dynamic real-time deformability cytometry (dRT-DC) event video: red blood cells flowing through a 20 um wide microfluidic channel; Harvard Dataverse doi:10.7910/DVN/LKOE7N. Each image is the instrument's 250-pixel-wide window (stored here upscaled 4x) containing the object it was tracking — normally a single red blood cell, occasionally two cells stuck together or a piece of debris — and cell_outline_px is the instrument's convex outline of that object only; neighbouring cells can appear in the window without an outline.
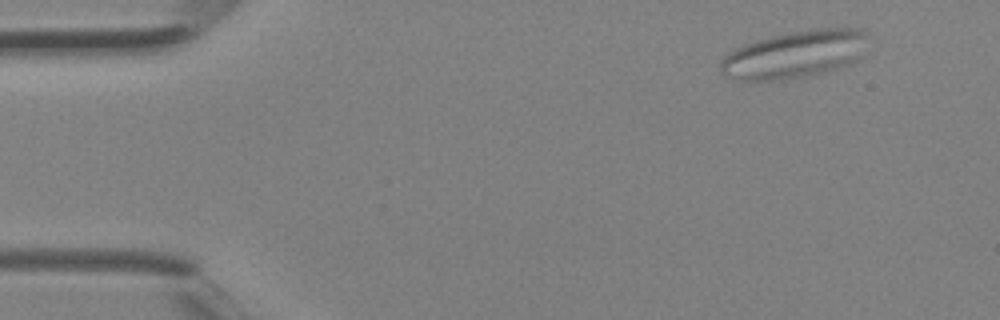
{"species": "Egyptian fruit bat (a non-hibernating species)", "species_latin": "Rousettus aegyptiacus", "temperature_condition": "room temperature", "stored_images_in_passage": 10, "camera_frame_rate_fps": 3000, "um_per_image_px": 0.085, "animal": {"sex": "female"}, "frame": {"image": 1, "passage_image": 3, "time_ms": 0.667, "image_size_px": [1000, 320], "cell_outline_px": [[864, 32], [860, 56], [852, 64], [828, 72], [804, 76], [776, 80], [736, 80], [724, 76], [720, 72], [720, 60], [728, 52], [744, 44], [768, 36], [788, 32], [812, 28], [864, 28]], "centroid_in_image_um": [67.48, 4.62], "position_along_channel_um": 17.5, "area_um2": 40.81}}